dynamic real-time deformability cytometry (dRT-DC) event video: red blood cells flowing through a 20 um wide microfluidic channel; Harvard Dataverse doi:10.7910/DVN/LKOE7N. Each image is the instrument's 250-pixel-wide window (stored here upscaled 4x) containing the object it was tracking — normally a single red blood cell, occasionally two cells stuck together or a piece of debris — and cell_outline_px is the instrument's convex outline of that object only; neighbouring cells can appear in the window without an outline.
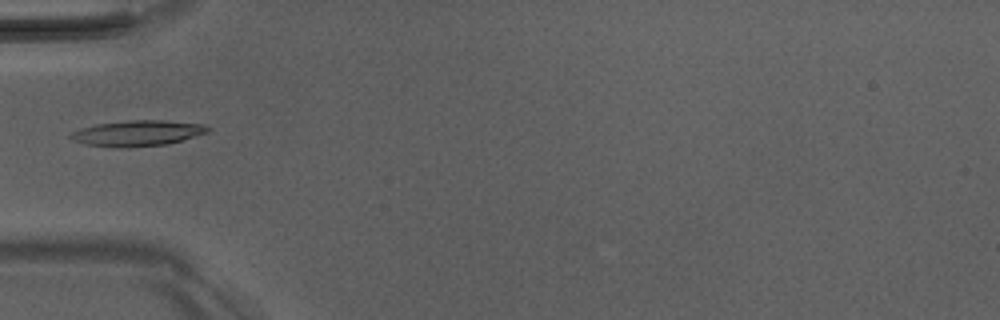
{"species": "Egyptian fruit bat (a non-hibernating species)", "species_latin": "Rousettus aegyptiacus", "temperature_condition": "room temperature", "stored_images_in_passage": 5, "camera_frame_rate_fps": 3000, "um_per_image_px": 0.085, "animal": {"sex": "male"}, "frame": {"image": 1, "passage_image": 5, "time_ms": 5.333, "image_size_px": [1000, 320], "cell_outline_px": [[212, 128], [208, 132], [168, 144], [124, 148], [84, 144], [68, 136], [72, 132], [80, 128], [96, 124], [128, 120], [164, 120], [204, 124]], "centroid_in_image_um": [11.71, 11.31], "position_along_channel_um": 73.3, "area_um2": 20.52}}